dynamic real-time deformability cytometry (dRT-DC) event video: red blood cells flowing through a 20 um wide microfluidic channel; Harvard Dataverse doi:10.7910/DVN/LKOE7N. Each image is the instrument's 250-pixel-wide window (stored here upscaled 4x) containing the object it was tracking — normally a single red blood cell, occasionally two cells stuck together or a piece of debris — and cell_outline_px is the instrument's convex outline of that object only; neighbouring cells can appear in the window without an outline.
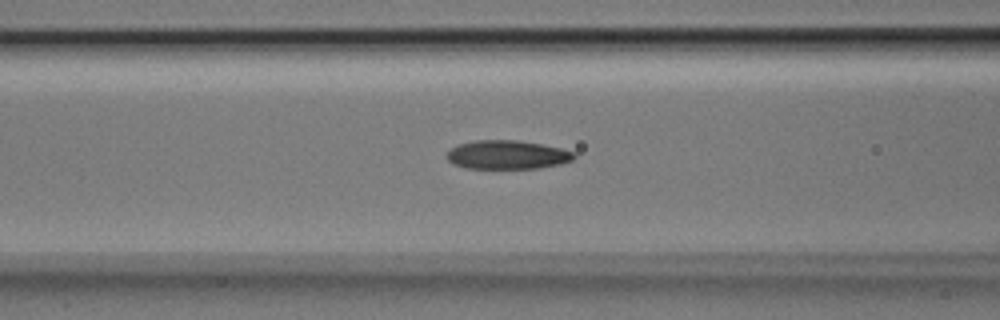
{"species": "Egyptian fruit bat (a non-hibernating species)", "species_latin": "Rousettus aegyptiacus", "temperature_condition": "room temperature", "stored_images_in_passage": 37, "camera_frame_rate_fps": 3000, "um_per_image_px": 0.085, "animal": {"sex": "male"}, "frame": {"image": 1, "passage_image": 16, "time_ms": 5.0, "image_size_px": [1000, 320], "cell_outline_px": [[576, 156], [572, 160], [560, 164], [540, 168], [464, 168], [452, 164], [444, 156], [456, 144], [472, 140], [516, 140], [540, 144], [560, 148], [576, 152]], "centroid_in_image_um": [43.08, 13.15], "position_along_channel_um": 123.5, "area_um2": 21.5}}
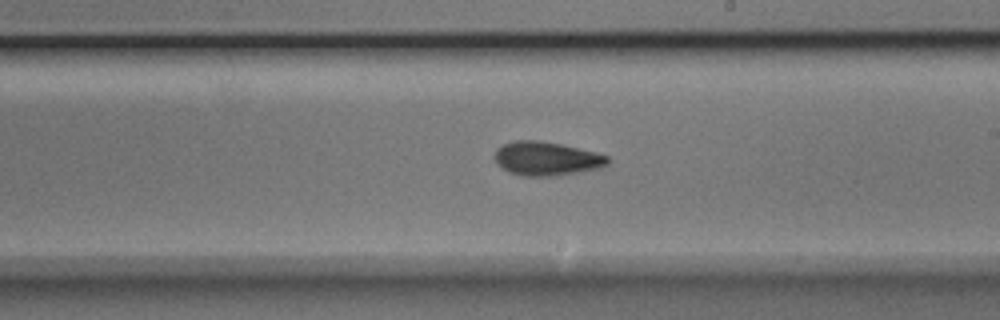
{"frame": {"image": 2, "passage_image": 25, "time_ms": 8.0, "image_size_px": [1000, 320], "cell_outline_px": [[608, 164], [600, 168], [576, 172], [548, 176], [524, 176], [508, 172], [496, 160], [496, 148], [504, 144], [516, 140], [540, 140], [560, 144], [596, 152], [608, 156]], "centroid_in_image_um": [46.46, 13.47], "position_along_channel_um": 242.5, "area_um2": 21.91}}
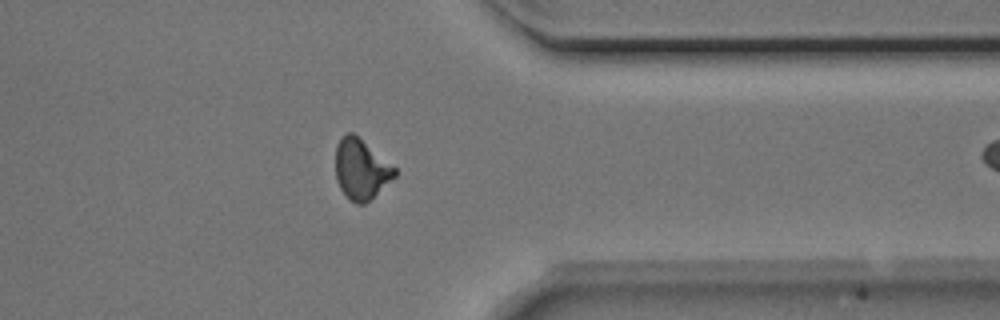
{"frame": {"image": 3, "passage_image": 36, "time_ms": 11.667, "image_size_px": [1000, 320], "cell_outline_px": [[396, 176], [364, 204], [356, 204], [340, 188], [336, 180], [336, 144], [348, 132], [352, 132], [396, 168]], "centroid_in_image_um": [30.68, 14.38], "position_along_channel_um": 380.7, "area_um2": 20.23}}